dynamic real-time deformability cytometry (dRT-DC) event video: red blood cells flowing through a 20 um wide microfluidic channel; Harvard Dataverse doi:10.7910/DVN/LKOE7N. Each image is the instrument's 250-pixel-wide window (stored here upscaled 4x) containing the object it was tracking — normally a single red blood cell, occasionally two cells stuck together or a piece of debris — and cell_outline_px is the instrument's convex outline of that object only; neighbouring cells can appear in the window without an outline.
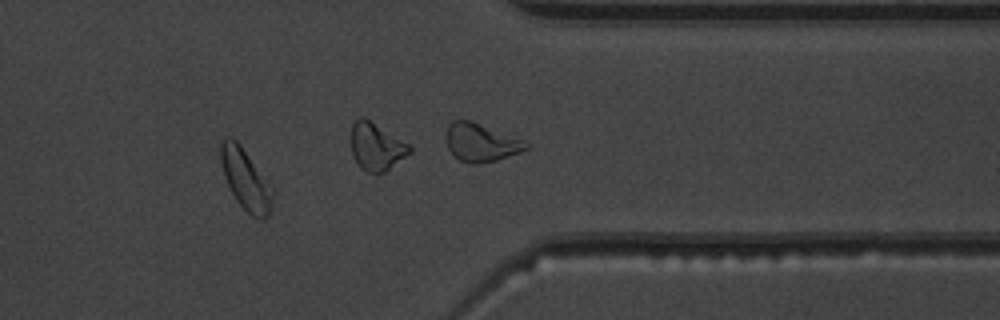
{"species": "common noctule bat (a hibernating species)", "species_latin": "Nyctalus noctula", "temperature_condition": "warm", "stored_images_in_passage": 37, "camera_frame_rate_fps": 3000, "um_per_image_px": 0.085, "animal": {"sex": "male", "body_mass_g": 19.5, "forearm_length_mm": 54.6}, "frame": {"image": 1, "passage_image": 27, "time_ms": 8.667, "image_size_px": [1000, 320], "cell_outline_px": [[276, 192], [268, 216], [264, 220], [260, 220], [252, 216], [236, 200], [224, 176], [220, 160], [220, 140], [224, 136], [228, 136], [236, 140], [240, 144]], "centroid_in_image_um": [20.89, 15.25], "position_along_channel_um": 390.5, "area_um2": 18.55}, "authors_computed_cell_mechanics": {"area_um2": 17.3978, "velocity_mm_per_s": 3.862, "shape_relaxation_time_tau1_ms": null, "shape_relaxation_time_tau2_ms": 3.7098, "deformation_change_tau1": null, "deformation_change_tau2": 0.1052}}